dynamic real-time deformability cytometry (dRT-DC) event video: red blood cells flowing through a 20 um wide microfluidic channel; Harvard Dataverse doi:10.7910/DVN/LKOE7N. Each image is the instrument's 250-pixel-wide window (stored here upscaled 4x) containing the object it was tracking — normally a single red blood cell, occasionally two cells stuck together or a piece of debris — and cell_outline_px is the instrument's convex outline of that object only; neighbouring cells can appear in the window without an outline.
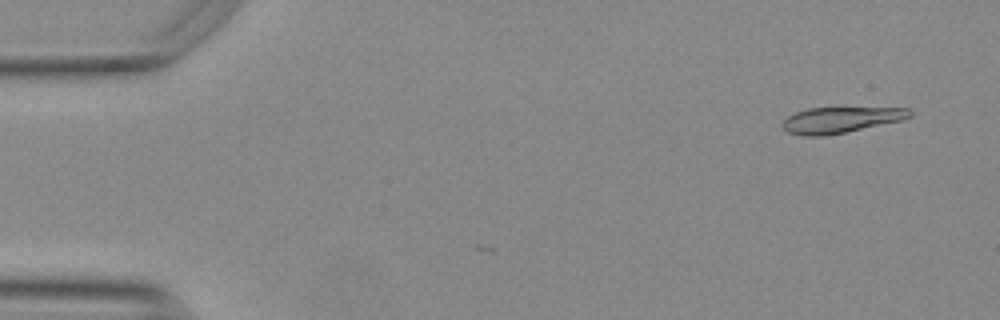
{"species": "Egyptian fruit bat (a non-hibernating species)", "species_latin": "Rousettus aegyptiacus", "temperature_condition": "warm", "stored_images_in_passage": 5, "camera_frame_rate_fps": 3000, "um_per_image_px": 0.085, "animal": {"sex": "female"}, "frame": {"image": 1, "passage_image": 2, "time_ms": 0.333, "image_size_px": [1000, 320], "cell_outline_px": [[912, 116], [904, 120], [824, 136], [804, 136], [788, 132], [780, 124], [788, 116], [796, 112], [808, 108], [912, 108]], "centroid_in_image_um": [71.47, 10.19], "position_along_channel_um": 13.5, "area_um2": 19.13}}